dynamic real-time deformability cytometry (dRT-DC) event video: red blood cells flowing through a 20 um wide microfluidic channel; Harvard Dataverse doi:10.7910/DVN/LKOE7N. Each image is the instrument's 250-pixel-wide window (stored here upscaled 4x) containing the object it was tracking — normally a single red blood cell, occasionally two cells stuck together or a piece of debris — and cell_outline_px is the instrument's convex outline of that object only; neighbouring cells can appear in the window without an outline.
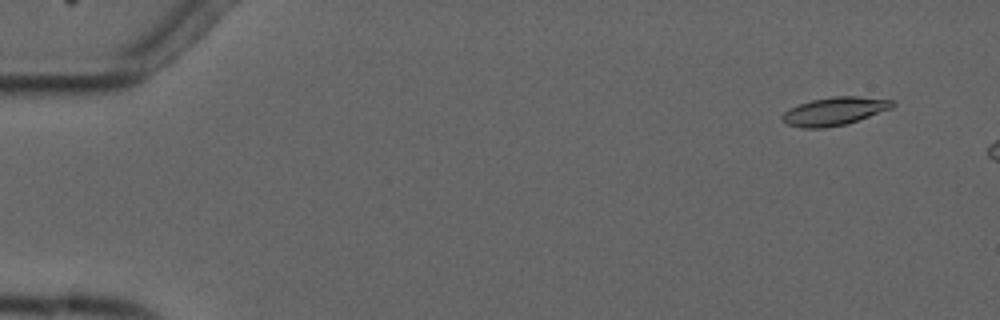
{"species": "common noctule bat (a hibernating species)", "species_latin": "Nyctalus noctula", "temperature_condition": "cold", "stored_images_in_passage": 3, "camera_frame_rate_fps": 3000, "um_per_image_px": 0.085, "animal": {"sex": "male", "forearm_length_mm": 52.5}, "frame": {"image": 1, "passage_image": 1, "time_ms": 0.0, "image_size_px": [1000, 320], "cell_outline_px": [[896, 104], [892, 108], [844, 124], [824, 128], [800, 128], [788, 124], [780, 116], [788, 108], [812, 100], [832, 96], [856, 96], [896, 100]], "centroid_in_image_um": [70.93, 9.44], "position_along_channel_um": 14.1, "area_um2": 17.92}}